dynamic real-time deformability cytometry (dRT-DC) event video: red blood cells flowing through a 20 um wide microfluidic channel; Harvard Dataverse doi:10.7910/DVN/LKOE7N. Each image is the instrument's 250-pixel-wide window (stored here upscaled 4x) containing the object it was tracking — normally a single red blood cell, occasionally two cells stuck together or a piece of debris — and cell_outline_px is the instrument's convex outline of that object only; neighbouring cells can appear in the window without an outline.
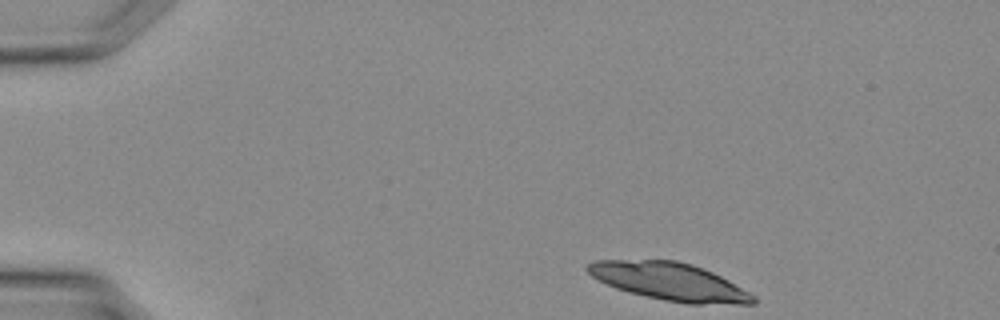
{"species": "Egyptian fruit bat (a non-hibernating species)", "species_latin": "Rousettus aegyptiacus", "temperature_condition": "warm", "stored_images_in_passage": 9, "camera_frame_rate_fps": 3000, "um_per_image_px": 0.085, "animal": {"sex": "female"}, "frame": {"image": 1, "passage_image": 1, "time_ms": 0.0, "image_size_px": [1000, 320], "cell_outline_px": [[756, 304], [688, 304], [664, 300], [628, 292], [616, 288], [592, 276], [584, 268], [588, 264], [596, 260], [676, 260], [692, 264], [712, 272], [728, 280], [756, 296]], "centroid_in_image_um": [56.94, 23.94], "position_along_channel_um": 28.1, "area_um2": 36.18}}